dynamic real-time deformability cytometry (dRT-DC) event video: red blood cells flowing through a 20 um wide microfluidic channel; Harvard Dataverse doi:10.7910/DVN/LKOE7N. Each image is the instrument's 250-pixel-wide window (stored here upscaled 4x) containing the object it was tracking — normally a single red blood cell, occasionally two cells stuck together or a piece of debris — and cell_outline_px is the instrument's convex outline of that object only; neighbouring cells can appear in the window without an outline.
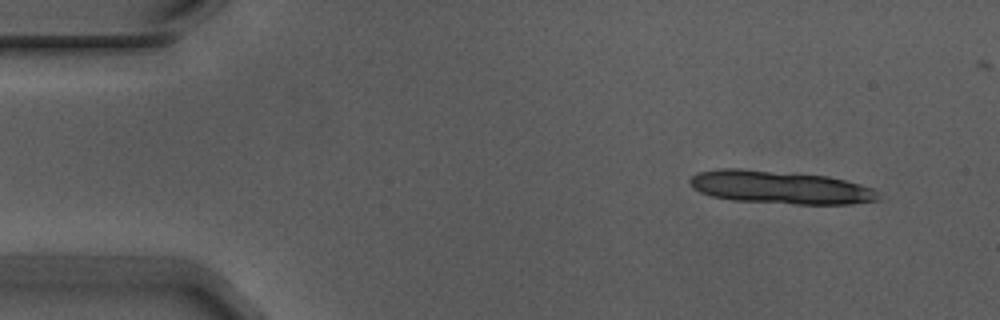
{"species": "Egyptian fruit bat (a non-hibernating species)", "species_latin": "Rousettus aegyptiacus", "temperature_condition": "warm", "stored_images_in_passage": 5, "camera_frame_rate_fps": 3000, "um_per_image_px": 0.085, "animal": {"sex": "male"}, "frame": {"image": 1, "passage_image": 1, "time_ms": 0.0, "image_size_px": [1000, 320], "cell_outline_px": [[880, 200], [852, 204], [796, 204], [732, 200], [712, 196], [700, 192], [688, 180], [692, 176], [700, 172], [720, 168], [740, 168], [828, 176], [860, 184], [872, 188], [880, 196]], "centroid_in_image_um": [66.34, 15.92], "position_along_channel_um": 18.7, "area_um2": 36.13}}